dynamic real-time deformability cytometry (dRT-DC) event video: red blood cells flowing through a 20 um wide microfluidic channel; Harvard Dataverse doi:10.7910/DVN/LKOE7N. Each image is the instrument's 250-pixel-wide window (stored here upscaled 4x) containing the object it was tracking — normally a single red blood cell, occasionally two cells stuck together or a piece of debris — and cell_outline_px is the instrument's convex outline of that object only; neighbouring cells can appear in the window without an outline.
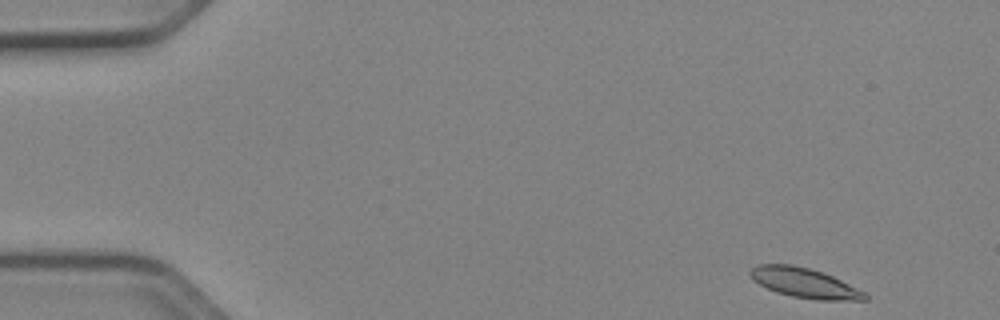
{"species": "Egyptian fruit bat (a non-hibernating species)", "species_latin": "Rousettus aegyptiacus", "temperature_condition": "cold", "stored_images_in_passage": 49, "camera_frame_rate_fps": 3000, "um_per_image_px": 0.085, "animal": {"sex": "female"}, "frame": {"image": 1, "passage_image": 1, "time_ms": 0.0, "image_size_px": [1000, 320], "cell_outline_px": [[868, 300], [816, 300], [792, 296], [776, 292], [752, 280], [748, 272], [756, 264], [792, 264], [824, 272], [864, 292], [868, 296]], "centroid_in_image_um": [68.35, 24.04], "position_along_channel_um": 16.7, "area_um2": 19.83}}
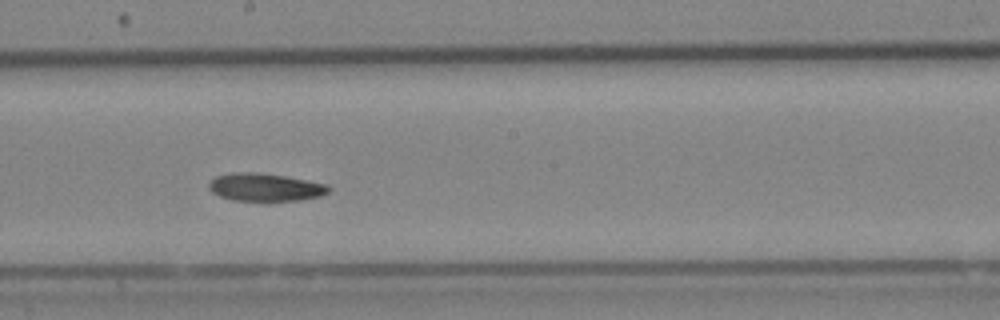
{"frame": {"image": 2, "passage_image": 26, "time_ms": 8.333, "image_size_px": [1000, 320], "cell_outline_px": [[332, 188], [328, 192], [320, 196], [300, 200], [232, 200], [220, 196], [212, 192], [208, 188], [208, 180], [216, 176], [232, 172], [256, 172], [284, 176], [328, 184]], "centroid_in_image_um": [22.51, 15.9], "position_along_channel_um": 225.7, "area_um2": 19.42}}
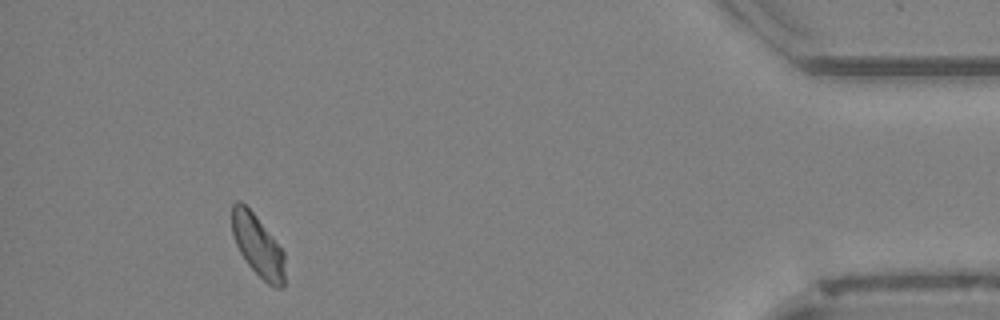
{"frame": {"image": 3, "passage_image": 45, "time_ms": 14.667, "image_size_px": [1000, 320], "cell_outline_px": [[284, 288], [276, 288], [268, 284], [248, 264], [240, 252], [236, 244], [232, 232], [232, 204], [236, 200], [240, 200], [256, 216], [272, 236], [284, 252]], "centroid_in_image_um": [21.91, 20.88], "position_along_channel_um": 413.3, "area_um2": 18.79}, "authors_computed_cell_mechanics": {"area_um2": 19.652, "velocity_mm_per_s": 3.8884, "shape_relaxation_time_tau1_ms": 6.8425, "shape_relaxation_time_tau2_ms": null, "deformation_change_tau1": 0.133, "deformation_change_tau2": null}}